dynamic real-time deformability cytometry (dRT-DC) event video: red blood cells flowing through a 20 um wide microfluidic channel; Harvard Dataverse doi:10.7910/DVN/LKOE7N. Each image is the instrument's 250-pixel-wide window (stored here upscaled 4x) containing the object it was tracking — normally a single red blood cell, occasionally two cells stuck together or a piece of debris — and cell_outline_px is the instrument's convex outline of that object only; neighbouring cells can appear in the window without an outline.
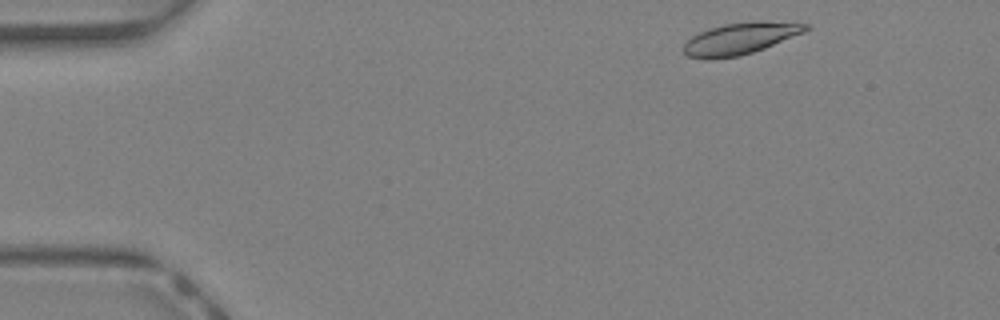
{"species": "Egyptian fruit bat (a non-hibernating species)", "species_latin": "Rousettus aegyptiacus", "temperature_condition": "warm", "stored_images_in_passage": 10, "camera_frame_rate_fps": 3000, "um_per_image_px": 0.085, "animal": {"sex": "female"}, "frame": {"image": 1, "passage_image": 2, "time_ms": 0.333, "image_size_px": [1000, 320], "cell_outline_px": [[808, 28], [804, 32], [764, 48], [740, 56], [708, 60], [688, 56], [680, 48], [692, 36], [708, 28], [724, 24], [756, 20], [808, 24]], "centroid_in_image_um": [62.86, 3.28], "position_along_channel_um": 22.1, "area_um2": 22.54}}
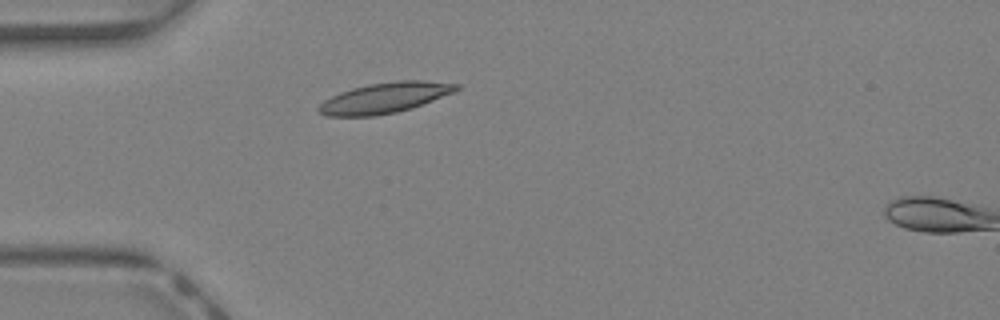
{"frame": {"image": 2, "passage_image": 9, "time_ms": 2.667, "image_size_px": [1000, 320], "cell_outline_px": [[460, 88], [456, 92], [412, 108], [396, 112], [376, 116], [328, 116], [320, 112], [316, 108], [324, 100], [340, 92], [352, 88], [368, 84], [396, 80], [420, 80], [460, 84]], "centroid_in_image_um": [32.73, 8.31], "position_along_channel_um": 52.3, "area_um2": 24.57}}